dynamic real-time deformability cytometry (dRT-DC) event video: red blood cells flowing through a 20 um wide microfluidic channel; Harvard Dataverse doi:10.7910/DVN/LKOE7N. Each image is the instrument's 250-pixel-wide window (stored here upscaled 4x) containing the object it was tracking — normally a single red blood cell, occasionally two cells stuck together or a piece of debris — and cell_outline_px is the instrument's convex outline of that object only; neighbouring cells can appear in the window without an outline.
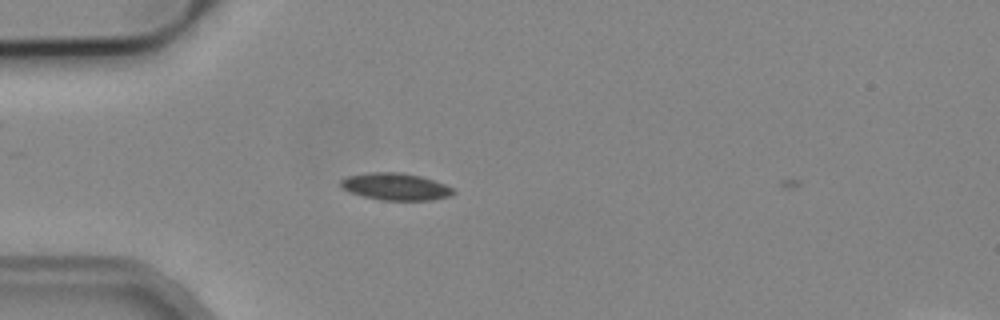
{"species": "common noctule bat (a hibernating species)", "species_latin": "Nyctalus noctula", "temperature_condition": "cold", "stored_images_in_passage": 3, "camera_frame_rate_fps": 3000, "um_per_image_px": 0.085, "animal": {"sex": "male", "body_mass_g": 19.2, "forearm_length_mm": 51.8}, "frame": {"image": 1, "passage_image": 1, "time_ms": 0.0, "image_size_px": [1000, 320], "cell_outline_px": [[456, 192], [452, 196], [432, 200], [380, 200], [348, 192], [340, 184], [340, 180], [348, 176], [368, 172], [400, 172], [420, 176], [456, 188]], "centroid_in_image_um": [33.66, 15.86], "position_along_channel_um": 51.3, "area_um2": 17.86}}